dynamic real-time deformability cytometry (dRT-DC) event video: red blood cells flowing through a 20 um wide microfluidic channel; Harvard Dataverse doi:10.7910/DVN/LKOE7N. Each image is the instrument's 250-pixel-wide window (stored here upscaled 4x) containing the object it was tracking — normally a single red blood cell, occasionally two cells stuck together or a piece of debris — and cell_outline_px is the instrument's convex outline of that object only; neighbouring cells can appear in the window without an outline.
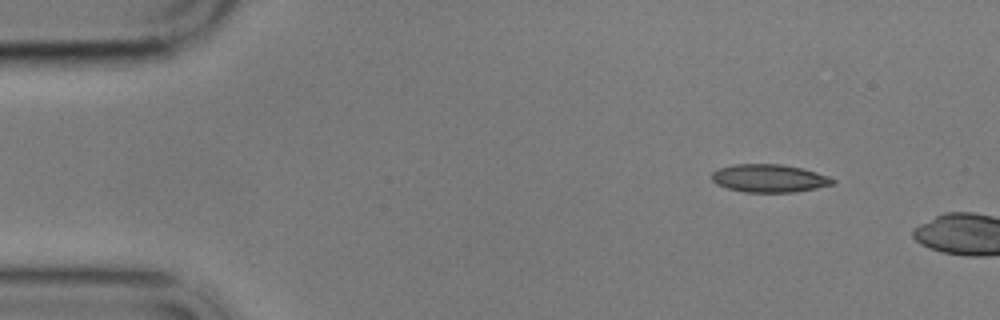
{"species": "common noctule bat (a hibernating species)", "species_latin": "Nyctalus noctula", "temperature_condition": "cold", "stored_images_in_passage": 9, "camera_frame_rate_fps": 3000, "um_per_image_px": 0.085, "animal": {"sex": "male", "body_mass_g": 17.9}, "frame": {"image": 1, "passage_image": 1, "time_ms": 0.0, "image_size_px": [1000, 320], "cell_outline_px": [[836, 180], [832, 184], [816, 188], [796, 192], [744, 192], [728, 188], [716, 184], [712, 180], [712, 172], [716, 168], [732, 164], [780, 164], [800, 168], [816, 172], [828, 176]], "centroid_in_image_um": [65.34, 15.15], "position_along_channel_um": 19.7, "area_um2": 19.71}}
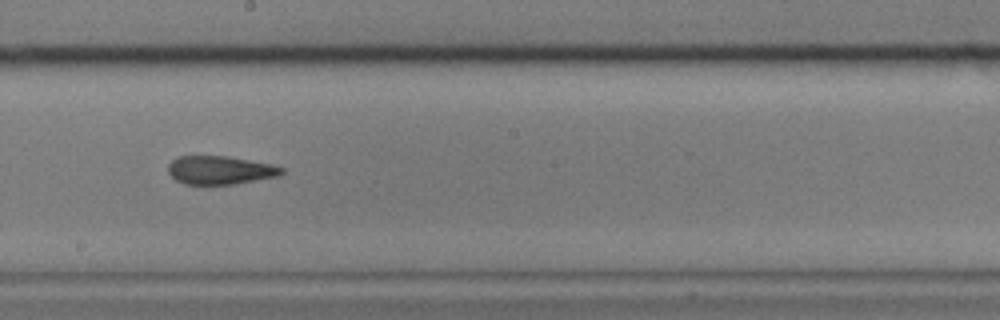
{"frame": {"image": 2, "passage_image": 8, "time_ms": 8.333, "image_size_px": [1000, 320], "cell_outline_px": [[284, 172], [280, 176], [236, 184], [184, 184], [176, 180], [168, 172], [168, 164], [172, 160], [180, 156], [228, 156], [272, 164], [284, 168]], "centroid_in_image_um": [18.74, 14.46], "position_along_channel_um": 229.5, "area_um2": 18.9}}
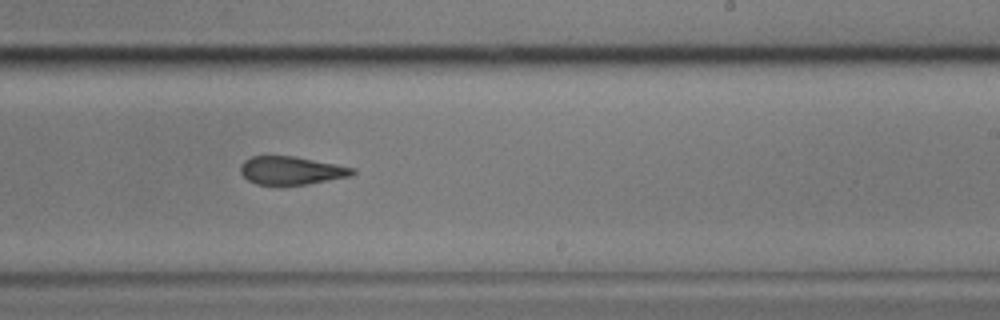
{"frame": {"image": 3, "passage_image": 9, "time_ms": 9.333, "image_size_px": [1000, 320], "cell_outline_px": [[356, 172], [352, 176], [308, 184], [280, 188], [256, 184], [248, 180], [240, 172], [240, 164], [244, 160], [252, 156], [292, 156], [336, 164], [356, 168]], "centroid_in_image_um": [24.74, 14.54], "position_along_channel_um": 264.3, "area_um2": 19.07}}